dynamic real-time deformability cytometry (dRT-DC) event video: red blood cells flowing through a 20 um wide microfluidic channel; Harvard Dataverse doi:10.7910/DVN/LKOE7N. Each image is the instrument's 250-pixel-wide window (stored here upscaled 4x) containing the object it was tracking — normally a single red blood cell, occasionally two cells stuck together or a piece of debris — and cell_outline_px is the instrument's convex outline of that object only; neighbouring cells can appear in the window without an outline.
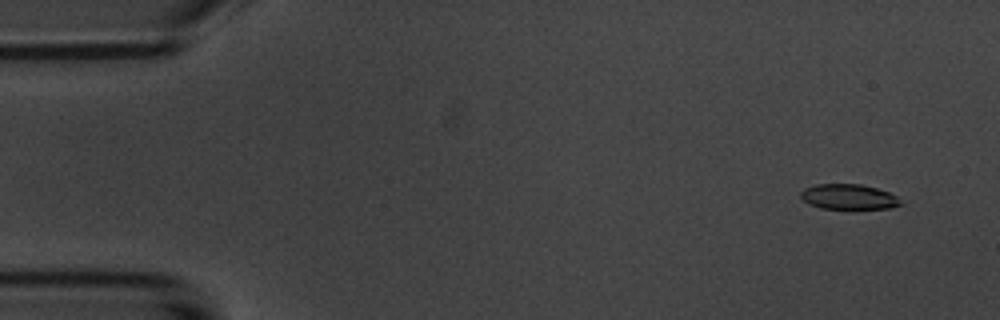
{"species": "common noctule bat (a hibernating species)", "species_latin": "Nyctalus noctula", "temperature_condition": "room temperature", "stored_images_in_passage": 4, "segment_of_instrument_passage": [2, 2], "camera_frame_rate_fps": 3000, "um_per_image_px": 0.085, "animal": {"sex": "male", "body_mass_g": 20.1, "forearm_length_mm": 53.5}, "frame": {"image": 1, "passage_image": 4, "time_ms": 3.333, "image_size_px": [1000, 320], "cell_outline_px": [[904, 204], [892, 208], [852, 212], [820, 208], [808, 204], [800, 196], [800, 192], [804, 188], [816, 184], [860, 184], [876, 188], [888, 192], [896, 196]], "centroid_in_image_um": [72.16, 16.79], "position_along_channel_um": 12.8, "area_um2": 15.66}}